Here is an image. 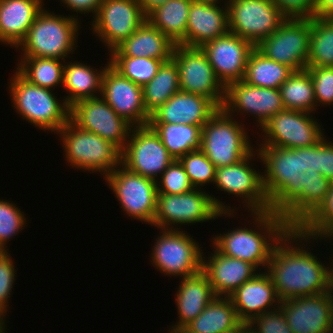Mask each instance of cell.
Wrapping results in <instances>:
<instances>
[{"instance_id": "1", "label": "cell", "mask_w": 333, "mask_h": 333, "mask_svg": "<svg viewBox=\"0 0 333 333\" xmlns=\"http://www.w3.org/2000/svg\"><path fill=\"white\" fill-rule=\"evenodd\" d=\"M270 211L298 228L324 201L332 183L320 173V142L312 147L258 146ZM265 164V165H264Z\"/></svg>"}, {"instance_id": "2", "label": "cell", "mask_w": 333, "mask_h": 333, "mask_svg": "<svg viewBox=\"0 0 333 333\" xmlns=\"http://www.w3.org/2000/svg\"><path fill=\"white\" fill-rule=\"evenodd\" d=\"M314 239V242L318 240L298 228H290L274 246L266 272L280 301L333 289V261L328 263L330 267H326L319 257L306 248L309 240L311 242Z\"/></svg>"}, {"instance_id": "3", "label": "cell", "mask_w": 333, "mask_h": 333, "mask_svg": "<svg viewBox=\"0 0 333 333\" xmlns=\"http://www.w3.org/2000/svg\"><path fill=\"white\" fill-rule=\"evenodd\" d=\"M249 214L256 229L233 228L215 235L211 242L221 254L253 264L259 271L261 266L266 270L274 246L291 227L283 217L270 210Z\"/></svg>"}, {"instance_id": "4", "label": "cell", "mask_w": 333, "mask_h": 333, "mask_svg": "<svg viewBox=\"0 0 333 333\" xmlns=\"http://www.w3.org/2000/svg\"><path fill=\"white\" fill-rule=\"evenodd\" d=\"M49 11L43 8L38 13L27 36L16 48L22 50L20 58L40 57L66 61L69 54L72 55L76 50L81 28L79 18Z\"/></svg>"}, {"instance_id": "5", "label": "cell", "mask_w": 333, "mask_h": 333, "mask_svg": "<svg viewBox=\"0 0 333 333\" xmlns=\"http://www.w3.org/2000/svg\"><path fill=\"white\" fill-rule=\"evenodd\" d=\"M235 210L201 189L194 188L184 194H157V209L152 226L159 230H178L181 225L203 223L225 215V218L233 217Z\"/></svg>"}, {"instance_id": "6", "label": "cell", "mask_w": 333, "mask_h": 333, "mask_svg": "<svg viewBox=\"0 0 333 333\" xmlns=\"http://www.w3.org/2000/svg\"><path fill=\"white\" fill-rule=\"evenodd\" d=\"M10 79L11 103L23 120L54 134L70 120V107L57 99L53 89L31 84L17 71Z\"/></svg>"}, {"instance_id": "7", "label": "cell", "mask_w": 333, "mask_h": 333, "mask_svg": "<svg viewBox=\"0 0 333 333\" xmlns=\"http://www.w3.org/2000/svg\"><path fill=\"white\" fill-rule=\"evenodd\" d=\"M72 168L99 172L105 178L122 164V150L99 135L80 129L69 120L57 133ZM85 169V170H84Z\"/></svg>"}, {"instance_id": "8", "label": "cell", "mask_w": 333, "mask_h": 333, "mask_svg": "<svg viewBox=\"0 0 333 333\" xmlns=\"http://www.w3.org/2000/svg\"><path fill=\"white\" fill-rule=\"evenodd\" d=\"M236 120L220 108L202 127L200 150L216 168L238 163L254 150L245 124Z\"/></svg>"}, {"instance_id": "9", "label": "cell", "mask_w": 333, "mask_h": 333, "mask_svg": "<svg viewBox=\"0 0 333 333\" xmlns=\"http://www.w3.org/2000/svg\"><path fill=\"white\" fill-rule=\"evenodd\" d=\"M157 236L150 257L161 274L185 278L202 271V246L187 231L161 229Z\"/></svg>"}, {"instance_id": "10", "label": "cell", "mask_w": 333, "mask_h": 333, "mask_svg": "<svg viewBox=\"0 0 333 333\" xmlns=\"http://www.w3.org/2000/svg\"><path fill=\"white\" fill-rule=\"evenodd\" d=\"M104 180L127 216L153 225L158 194L155 180L133 173L122 164Z\"/></svg>"}, {"instance_id": "11", "label": "cell", "mask_w": 333, "mask_h": 333, "mask_svg": "<svg viewBox=\"0 0 333 333\" xmlns=\"http://www.w3.org/2000/svg\"><path fill=\"white\" fill-rule=\"evenodd\" d=\"M314 113L283 109L261 126L263 141L258 146L284 148L312 147L324 137V129ZM266 135V136H265Z\"/></svg>"}, {"instance_id": "12", "label": "cell", "mask_w": 333, "mask_h": 333, "mask_svg": "<svg viewBox=\"0 0 333 333\" xmlns=\"http://www.w3.org/2000/svg\"><path fill=\"white\" fill-rule=\"evenodd\" d=\"M225 1L229 32L250 41L255 47L287 19L272 0Z\"/></svg>"}, {"instance_id": "13", "label": "cell", "mask_w": 333, "mask_h": 333, "mask_svg": "<svg viewBox=\"0 0 333 333\" xmlns=\"http://www.w3.org/2000/svg\"><path fill=\"white\" fill-rule=\"evenodd\" d=\"M310 35L311 18H287L256 48L267 58L301 71L307 68Z\"/></svg>"}, {"instance_id": "14", "label": "cell", "mask_w": 333, "mask_h": 333, "mask_svg": "<svg viewBox=\"0 0 333 333\" xmlns=\"http://www.w3.org/2000/svg\"><path fill=\"white\" fill-rule=\"evenodd\" d=\"M172 58L178 67L180 90L204 96L222 108L225 86L217 78L204 51L200 47L176 44Z\"/></svg>"}, {"instance_id": "15", "label": "cell", "mask_w": 333, "mask_h": 333, "mask_svg": "<svg viewBox=\"0 0 333 333\" xmlns=\"http://www.w3.org/2000/svg\"><path fill=\"white\" fill-rule=\"evenodd\" d=\"M174 160L150 125L133 127L122 150L124 167L155 181Z\"/></svg>"}, {"instance_id": "16", "label": "cell", "mask_w": 333, "mask_h": 333, "mask_svg": "<svg viewBox=\"0 0 333 333\" xmlns=\"http://www.w3.org/2000/svg\"><path fill=\"white\" fill-rule=\"evenodd\" d=\"M145 20L139 0H103L90 30L111 53Z\"/></svg>"}, {"instance_id": "17", "label": "cell", "mask_w": 333, "mask_h": 333, "mask_svg": "<svg viewBox=\"0 0 333 333\" xmlns=\"http://www.w3.org/2000/svg\"><path fill=\"white\" fill-rule=\"evenodd\" d=\"M257 155L256 149L238 163L216 168L214 184L218 190L242 199L247 212H264L270 210V202L263 187L262 173L252 164ZM254 157V158H253ZM250 163V164H249ZM245 205V206H244Z\"/></svg>"}, {"instance_id": "18", "label": "cell", "mask_w": 333, "mask_h": 333, "mask_svg": "<svg viewBox=\"0 0 333 333\" xmlns=\"http://www.w3.org/2000/svg\"><path fill=\"white\" fill-rule=\"evenodd\" d=\"M70 120L80 129L99 135L121 150L125 148L133 128L101 96L72 105Z\"/></svg>"}, {"instance_id": "19", "label": "cell", "mask_w": 333, "mask_h": 333, "mask_svg": "<svg viewBox=\"0 0 333 333\" xmlns=\"http://www.w3.org/2000/svg\"><path fill=\"white\" fill-rule=\"evenodd\" d=\"M222 109L229 115L255 116L261 128L272 116L285 109L279 89L256 87L240 80L225 87ZM250 113V114H249Z\"/></svg>"}, {"instance_id": "20", "label": "cell", "mask_w": 333, "mask_h": 333, "mask_svg": "<svg viewBox=\"0 0 333 333\" xmlns=\"http://www.w3.org/2000/svg\"><path fill=\"white\" fill-rule=\"evenodd\" d=\"M101 97L117 115L133 127L149 125L150 114L143 101V89L109 64L102 77Z\"/></svg>"}, {"instance_id": "21", "label": "cell", "mask_w": 333, "mask_h": 333, "mask_svg": "<svg viewBox=\"0 0 333 333\" xmlns=\"http://www.w3.org/2000/svg\"><path fill=\"white\" fill-rule=\"evenodd\" d=\"M279 308L294 333H331L333 289L281 301Z\"/></svg>"}, {"instance_id": "22", "label": "cell", "mask_w": 333, "mask_h": 333, "mask_svg": "<svg viewBox=\"0 0 333 333\" xmlns=\"http://www.w3.org/2000/svg\"><path fill=\"white\" fill-rule=\"evenodd\" d=\"M200 48L208 57L217 78L226 87L232 82L244 79L249 55L255 46L228 31Z\"/></svg>"}, {"instance_id": "23", "label": "cell", "mask_w": 333, "mask_h": 333, "mask_svg": "<svg viewBox=\"0 0 333 333\" xmlns=\"http://www.w3.org/2000/svg\"><path fill=\"white\" fill-rule=\"evenodd\" d=\"M219 1L192 0L186 27V46L202 47L229 31L227 2L220 7Z\"/></svg>"}, {"instance_id": "24", "label": "cell", "mask_w": 333, "mask_h": 333, "mask_svg": "<svg viewBox=\"0 0 333 333\" xmlns=\"http://www.w3.org/2000/svg\"><path fill=\"white\" fill-rule=\"evenodd\" d=\"M229 298L239 320L247 324L258 315L278 309L281 303L274 284L265 270L243 283L229 295Z\"/></svg>"}, {"instance_id": "25", "label": "cell", "mask_w": 333, "mask_h": 333, "mask_svg": "<svg viewBox=\"0 0 333 333\" xmlns=\"http://www.w3.org/2000/svg\"><path fill=\"white\" fill-rule=\"evenodd\" d=\"M219 110L208 98L179 91L154 111L149 123L202 126Z\"/></svg>"}, {"instance_id": "26", "label": "cell", "mask_w": 333, "mask_h": 333, "mask_svg": "<svg viewBox=\"0 0 333 333\" xmlns=\"http://www.w3.org/2000/svg\"><path fill=\"white\" fill-rule=\"evenodd\" d=\"M210 257H202V272L216 296H229L259 270L253 264L221 254L214 246Z\"/></svg>"}, {"instance_id": "27", "label": "cell", "mask_w": 333, "mask_h": 333, "mask_svg": "<svg viewBox=\"0 0 333 333\" xmlns=\"http://www.w3.org/2000/svg\"><path fill=\"white\" fill-rule=\"evenodd\" d=\"M44 0H0V42L17 48L25 39Z\"/></svg>"}, {"instance_id": "28", "label": "cell", "mask_w": 333, "mask_h": 333, "mask_svg": "<svg viewBox=\"0 0 333 333\" xmlns=\"http://www.w3.org/2000/svg\"><path fill=\"white\" fill-rule=\"evenodd\" d=\"M175 46L176 43L146 19L133 34L109 55L110 57H143L170 60Z\"/></svg>"}, {"instance_id": "29", "label": "cell", "mask_w": 333, "mask_h": 333, "mask_svg": "<svg viewBox=\"0 0 333 333\" xmlns=\"http://www.w3.org/2000/svg\"><path fill=\"white\" fill-rule=\"evenodd\" d=\"M180 280L182 281L179 282L180 285L175 295L179 320L169 328L168 333L180 327H186L202 313L216 296L208 277L202 271Z\"/></svg>"}, {"instance_id": "30", "label": "cell", "mask_w": 333, "mask_h": 333, "mask_svg": "<svg viewBox=\"0 0 333 333\" xmlns=\"http://www.w3.org/2000/svg\"><path fill=\"white\" fill-rule=\"evenodd\" d=\"M109 64L110 60L98 71L96 67H91L87 63L65 62L62 88L68 93L62 101L64 100L71 107L81 100L101 96L102 77Z\"/></svg>"}, {"instance_id": "31", "label": "cell", "mask_w": 333, "mask_h": 333, "mask_svg": "<svg viewBox=\"0 0 333 333\" xmlns=\"http://www.w3.org/2000/svg\"><path fill=\"white\" fill-rule=\"evenodd\" d=\"M192 0H168L146 19L174 43L186 46V27Z\"/></svg>"}, {"instance_id": "32", "label": "cell", "mask_w": 333, "mask_h": 333, "mask_svg": "<svg viewBox=\"0 0 333 333\" xmlns=\"http://www.w3.org/2000/svg\"><path fill=\"white\" fill-rule=\"evenodd\" d=\"M240 323L229 296H215L186 327L194 333H223L235 329Z\"/></svg>"}, {"instance_id": "33", "label": "cell", "mask_w": 333, "mask_h": 333, "mask_svg": "<svg viewBox=\"0 0 333 333\" xmlns=\"http://www.w3.org/2000/svg\"><path fill=\"white\" fill-rule=\"evenodd\" d=\"M149 125L159 135L161 142L175 160L201 149L202 126L170 123Z\"/></svg>"}, {"instance_id": "34", "label": "cell", "mask_w": 333, "mask_h": 333, "mask_svg": "<svg viewBox=\"0 0 333 333\" xmlns=\"http://www.w3.org/2000/svg\"><path fill=\"white\" fill-rule=\"evenodd\" d=\"M294 71L263 55L256 47L249 55L243 81L247 84L279 89Z\"/></svg>"}, {"instance_id": "35", "label": "cell", "mask_w": 333, "mask_h": 333, "mask_svg": "<svg viewBox=\"0 0 333 333\" xmlns=\"http://www.w3.org/2000/svg\"><path fill=\"white\" fill-rule=\"evenodd\" d=\"M143 101L151 115L180 91L179 71L173 58L162 63L156 76L143 87Z\"/></svg>"}, {"instance_id": "36", "label": "cell", "mask_w": 333, "mask_h": 333, "mask_svg": "<svg viewBox=\"0 0 333 333\" xmlns=\"http://www.w3.org/2000/svg\"><path fill=\"white\" fill-rule=\"evenodd\" d=\"M16 71L31 84L55 89L63 86L64 60L55 58H20Z\"/></svg>"}, {"instance_id": "37", "label": "cell", "mask_w": 333, "mask_h": 333, "mask_svg": "<svg viewBox=\"0 0 333 333\" xmlns=\"http://www.w3.org/2000/svg\"><path fill=\"white\" fill-rule=\"evenodd\" d=\"M285 109L315 113L314 84L307 69L294 71L279 87Z\"/></svg>"}, {"instance_id": "38", "label": "cell", "mask_w": 333, "mask_h": 333, "mask_svg": "<svg viewBox=\"0 0 333 333\" xmlns=\"http://www.w3.org/2000/svg\"><path fill=\"white\" fill-rule=\"evenodd\" d=\"M307 67H333V19L311 18Z\"/></svg>"}, {"instance_id": "39", "label": "cell", "mask_w": 333, "mask_h": 333, "mask_svg": "<svg viewBox=\"0 0 333 333\" xmlns=\"http://www.w3.org/2000/svg\"><path fill=\"white\" fill-rule=\"evenodd\" d=\"M109 60L119 73L142 87L156 76L162 63L168 61L143 57H109Z\"/></svg>"}, {"instance_id": "40", "label": "cell", "mask_w": 333, "mask_h": 333, "mask_svg": "<svg viewBox=\"0 0 333 333\" xmlns=\"http://www.w3.org/2000/svg\"><path fill=\"white\" fill-rule=\"evenodd\" d=\"M179 161L195 189H201L205 184H214L216 167L201 150L189 152Z\"/></svg>"}, {"instance_id": "41", "label": "cell", "mask_w": 333, "mask_h": 333, "mask_svg": "<svg viewBox=\"0 0 333 333\" xmlns=\"http://www.w3.org/2000/svg\"><path fill=\"white\" fill-rule=\"evenodd\" d=\"M15 203L0 200V252H7V242L23 231L26 226V217Z\"/></svg>"}, {"instance_id": "42", "label": "cell", "mask_w": 333, "mask_h": 333, "mask_svg": "<svg viewBox=\"0 0 333 333\" xmlns=\"http://www.w3.org/2000/svg\"><path fill=\"white\" fill-rule=\"evenodd\" d=\"M333 226V184L319 207L298 227L314 238H321Z\"/></svg>"}, {"instance_id": "43", "label": "cell", "mask_w": 333, "mask_h": 333, "mask_svg": "<svg viewBox=\"0 0 333 333\" xmlns=\"http://www.w3.org/2000/svg\"><path fill=\"white\" fill-rule=\"evenodd\" d=\"M156 186L158 194H184L194 189L179 160H174L167 167L157 179Z\"/></svg>"}, {"instance_id": "44", "label": "cell", "mask_w": 333, "mask_h": 333, "mask_svg": "<svg viewBox=\"0 0 333 333\" xmlns=\"http://www.w3.org/2000/svg\"><path fill=\"white\" fill-rule=\"evenodd\" d=\"M314 84L316 109L333 104V67H307Z\"/></svg>"}, {"instance_id": "45", "label": "cell", "mask_w": 333, "mask_h": 333, "mask_svg": "<svg viewBox=\"0 0 333 333\" xmlns=\"http://www.w3.org/2000/svg\"><path fill=\"white\" fill-rule=\"evenodd\" d=\"M248 328L254 333H294L280 308L253 318L248 323Z\"/></svg>"}, {"instance_id": "46", "label": "cell", "mask_w": 333, "mask_h": 333, "mask_svg": "<svg viewBox=\"0 0 333 333\" xmlns=\"http://www.w3.org/2000/svg\"><path fill=\"white\" fill-rule=\"evenodd\" d=\"M16 269L10 253L0 252V314L5 318L10 294L15 282Z\"/></svg>"}, {"instance_id": "47", "label": "cell", "mask_w": 333, "mask_h": 333, "mask_svg": "<svg viewBox=\"0 0 333 333\" xmlns=\"http://www.w3.org/2000/svg\"><path fill=\"white\" fill-rule=\"evenodd\" d=\"M287 18H312L316 0H272Z\"/></svg>"}, {"instance_id": "48", "label": "cell", "mask_w": 333, "mask_h": 333, "mask_svg": "<svg viewBox=\"0 0 333 333\" xmlns=\"http://www.w3.org/2000/svg\"><path fill=\"white\" fill-rule=\"evenodd\" d=\"M326 139L320 141V173L333 184V142Z\"/></svg>"}, {"instance_id": "49", "label": "cell", "mask_w": 333, "mask_h": 333, "mask_svg": "<svg viewBox=\"0 0 333 333\" xmlns=\"http://www.w3.org/2000/svg\"><path fill=\"white\" fill-rule=\"evenodd\" d=\"M103 0H60L61 6H66L67 10L81 14L92 13V20L96 17Z\"/></svg>"}, {"instance_id": "50", "label": "cell", "mask_w": 333, "mask_h": 333, "mask_svg": "<svg viewBox=\"0 0 333 333\" xmlns=\"http://www.w3.org/2000/svg\"><path fill=\"white\" fill-rule=\"evenodd\" d=\"M313 17L333 19V0H316Z\"/></svg>"}, {"instance_id": "51", "label": "cell", "mask_w": 333, "mask_h": 333, "mask_svg": "<svg viewBox=\"0 0 333 333\" xmlns=\"http://www.w3.org/2000/svg\"><path fill=\"white\" fill-rule=\"evenodd\" d=\"M168 0H139L143 13L147 16L157 6L164 4Z\"/></svg>"}, {"instance_id": "52", "label": "cell", "mask_w": 333, "mask_h": 333, "mask_svg": "<svg viewBox=\"0 0 333 333\" xmlns=\"http://www.w3.org/2000/svg\"><path fill=\"white\" fill-rule=\"evenodd\" d=\"M247 327H248L247 323L241 322L235 329L223 333H244Z\"/></svg>"}, {"instance_id": "53", "label": "cell", "mask_w": 333, "mask_h": 333, "mask_svg": "<svg viewBox=\"0 0 333 333\" xmlns=\"http://www.w3.org/2000/svg\"><path fill=\"white\" fill-rule=\"evenodd\" d=\"M329 238V240H332L333 239V226L321 237V238H318L321 242V239H326L325 241H327Z\"/></svg>"}, {"instance_id": "54", "label": "cell", "mask_w": 333, "mask_h": 333, "mask_svg": "<svg viewBox=\"0 0 333 333\" xmlns=\"http://www.w3.org/2000/svg\"><path fill=\"white\" fill-rule=\"evenodd\" d=\"M171 333H194L190 331L187 327H180L178 329L173 330Z\"/></svg>"}, {"instance_id": "55", "label": "cell", "mask_w": 333, "mask_h": 333, "mask_svg": "<svg viewBox=\"0 0 333 333\" xmlns=\"http://www.w3.org/2000/svg\"><path fill=\"white\" fill-rule=\"evenodd\" d=\"M5 327H6L5 322L0 325V333H5L6 332L5 329H7V328H5Z\"/></svg>"}, {"instance_id": "56", "label": "cell", "mask_w": 333, "mask_h": 333, "mask_svg": "<svg viewBox=\"0 0 333 333\" xmlns=\"http://www.w3.org/2000/svg\"><path fill=\"white\" fill-rule=\"evenodd\" d=\"M5 321L4 317L0 314V325L3 324Z\"/></svg>"}, {"instance_id": "57", "label": "cell", "mask_w": 333, "mask_h": 333, "mask_svg": "<svg viewBox=\"0 0 333 333\" xmlns=\"http://www.w3.org/2000/svg\"><path fill=\"white\" fill-rule=\"evenodd\" d=\"M244 333H254L252 332L248 327L245 329V332Z\"/></svg>"}, {"instance_id": "58", "label": "cell", "mask_w": 333, "mask_h": 333, "mask_svg": "<svg viewBox=\"0 0 333 333\" xmlns=\"http://www.w3.org/2000/svg\"><path fill=\"white\" fill-rule=\"evenodd\" d=\"M331 333H333V310H332V325H331Z\"/></svg>"}]
</instances>
